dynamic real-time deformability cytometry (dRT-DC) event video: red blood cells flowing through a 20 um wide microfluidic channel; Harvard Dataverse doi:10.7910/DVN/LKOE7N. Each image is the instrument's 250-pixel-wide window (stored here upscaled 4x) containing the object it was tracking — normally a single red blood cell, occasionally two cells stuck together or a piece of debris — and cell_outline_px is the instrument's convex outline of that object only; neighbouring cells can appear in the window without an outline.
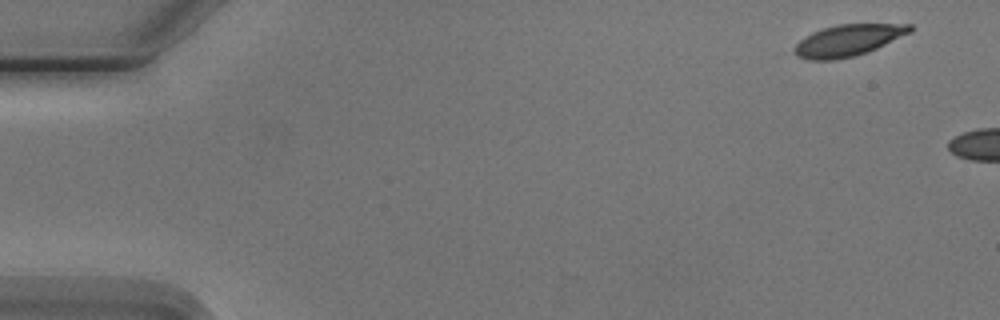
{"species": "Egyptian fruit bat (a non-hibernating species)", "species_latin": "Rousettus aegyptiacus", "temperature_condition": "cold", "stored_images_in_passage": 3, "camera_frame_rate_fps": 3000, "um_per_image_px": 0.085, "animal": {"sex": "male"}, "frame": {"image": 1, "passage_image": 1, "time_ms": 0.0, "image_size_px": [1000, 320], "cell_outline_px": [[912, 32], [876, 48], [852, 56], [832, 60], [808, 60], [796, 56], [792, 52], [792, 48], [804, 36], [812, 32], [836, 24], [912, 24]], "centroid_in_image_um": [72.03, 3.42], "position_along_channel_um": 13.0, "area_um2": 21.15}}